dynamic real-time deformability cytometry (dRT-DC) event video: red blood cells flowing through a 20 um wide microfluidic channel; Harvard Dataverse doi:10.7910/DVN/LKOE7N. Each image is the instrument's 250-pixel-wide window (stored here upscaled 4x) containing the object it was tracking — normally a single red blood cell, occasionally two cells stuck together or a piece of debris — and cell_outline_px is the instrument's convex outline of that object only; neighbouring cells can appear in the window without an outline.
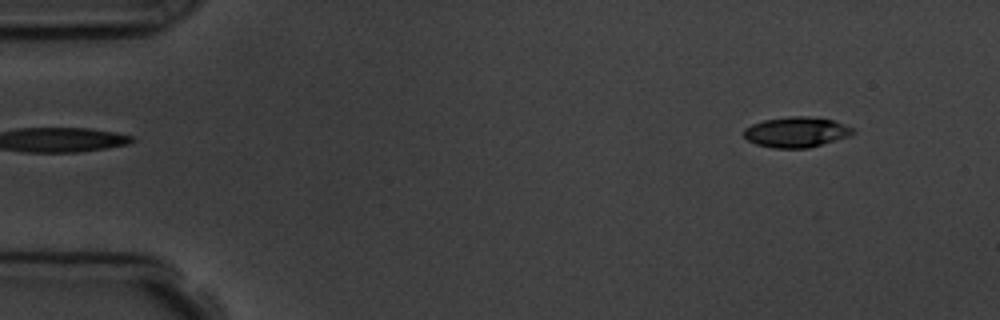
{"species": "common noctule bat (a hibernating species)", "species_latin": "Nyctalus noctula", "temperature_condition": "room temperature", "stored_images_in_passage": 6, "segment_of_instrument_passage": [2, 2], "camera_frame_rate_fps": 3000, "um_per_image_px": 0.085, "animal": {"sex": "male", "body_mass_g": 19.5, "forearm_length_mm": 54.6}, "frame": {"image": 1, "passage_image": 6, "time_ms": 5.667, "image_size_px": [1000, 320], "cell_outline_px": [[856, 132], [852, 136], [808, 148], [776, 148], [756, 144], [748, 140], [744, 136], [744, 128], [752, 124], [764, 120], [788, 116], [808, 116], [832, 120], [844, 124], [852, 128]], "centroid_in_image_um": [67.71, 11.23], "position_along_channel_um": 17.3, "area_um2": 19.36}}